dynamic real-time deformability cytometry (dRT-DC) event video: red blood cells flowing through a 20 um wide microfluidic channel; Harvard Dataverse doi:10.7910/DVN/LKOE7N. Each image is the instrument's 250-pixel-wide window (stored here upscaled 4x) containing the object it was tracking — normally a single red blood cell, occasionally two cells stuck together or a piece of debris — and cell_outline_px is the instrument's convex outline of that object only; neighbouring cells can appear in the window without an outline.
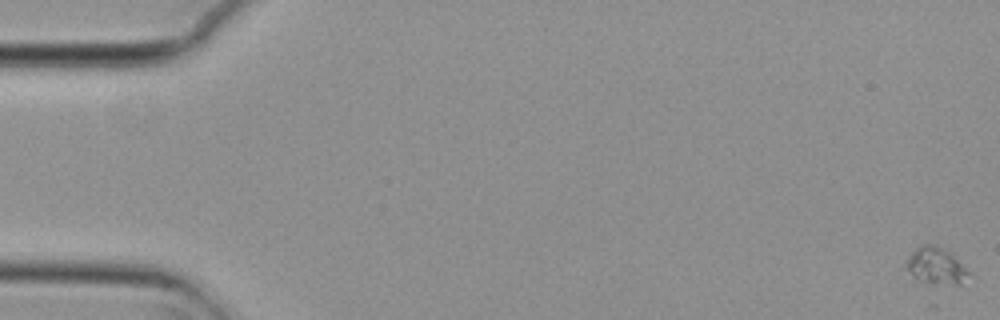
{"species": "common noctule bat (a hibernating species)", "species_latin": "Nyctalus noctula", "temperature_condition": "cold", "stored_images_in_passage": 19, "camera_frame_rate_fps": 3000, "um_per_image_px": 0.085, "animal": {"sex": "female", "body_mass_g": 29.2, "forearm_length_mm": 56.3}, "frame": {"image": 1, "passage_image": 1, "time_ms": 0.0, "image_size_px": [1000, 320], "cell_outline_px": [[972, 272], [960, 284], [956, 284], [916, 280], [904, 268], [904, 260], [920, 244], [936, 244], [952, 252]], "centroid_in_image_um": [79.54, 22.54], "position_along_channel_um": 5.5, "area_um2": 13.7}}
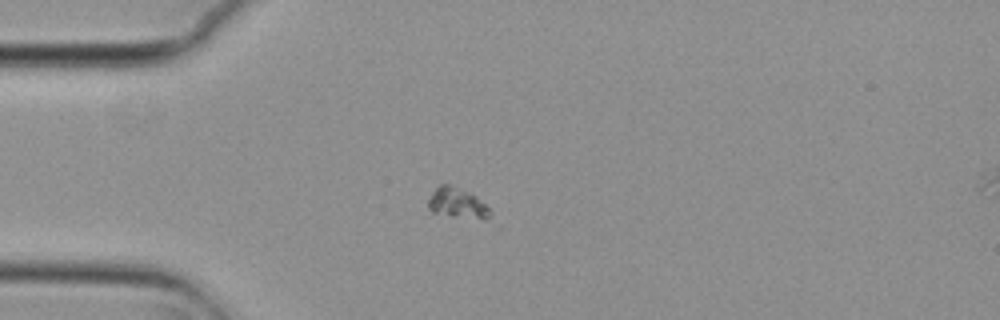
{"frame": {"image": 2, "passage_image": 16, "time_ms": 5.0, "image_size_px": [1000, 320], "cell_outline_px": [[500, 228], [496, 228], [432, 212], [428, 208], [428, 200], [432, 192], [440, 184], [448, 184], [468, 192], [476, 196], [492, 212]], "centroid_in_image_um": [39.15, 17.49], "position_along_channel_um": 45.9, "area_um2": 12.54}}